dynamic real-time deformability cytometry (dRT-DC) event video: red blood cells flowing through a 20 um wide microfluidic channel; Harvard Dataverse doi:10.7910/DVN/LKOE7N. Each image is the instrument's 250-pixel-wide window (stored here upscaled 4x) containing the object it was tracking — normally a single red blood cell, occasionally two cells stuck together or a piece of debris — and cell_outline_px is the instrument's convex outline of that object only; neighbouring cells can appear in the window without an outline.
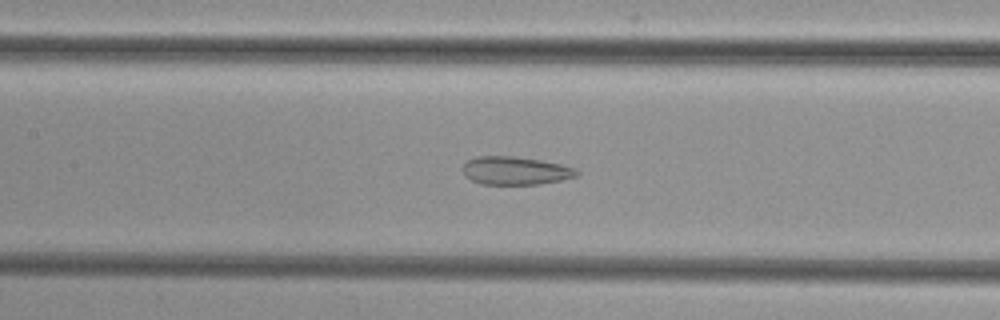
{"species": "common noctule bat (a hibernating species)", "species_latin": "Nyctalus noctula", "temperature_condition": "cold", "stored_images_in_passage": 52, "camera_frame_rate_fps": 3000, "um_per_image_px": 0.085, "animal": {"sex": "female", "body_mass_g": 29.2, "forearm_length_mm": 56.3}, "frame": {"image": 1, "passage_image": 24, "time_ms": 7.667, "image_size_px": [1000, 320], "cell_outline_px": [[580, 172], [576, 176], [560, 180], [540, 184], [480, 184], [464, 176], [460, 168], [468, 160], [476, 156], [512, 156], [540, 160], [564, 164], [576, 168]], "centroid_in_image_um": [43.79, 14.5], "position_along_channel_um": 163.6, "area_um2": 18.9}}
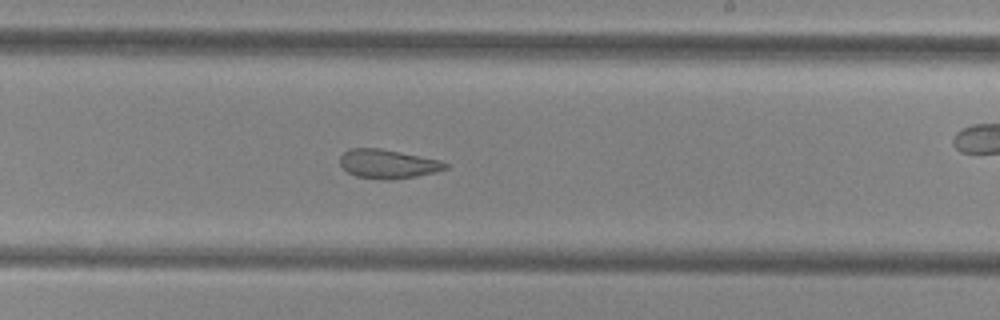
{"frame": {"image": 2, "passage_image": 31, "time_ms": 10.0, "image_size_px": [1000, 320], "cell_outline_px": [[448, 168], [436, 172], [416, 176], [392, 180], [380, 180], [356, 176], [348, 172], [340, 164], [340, 156], [348, 148], [380, 148], [440, 160], [448, 164]], "centroid_in_image_um": [32.96, 13.94], "position_along_channel_um": 256.0, "area_um2": 17.86}}
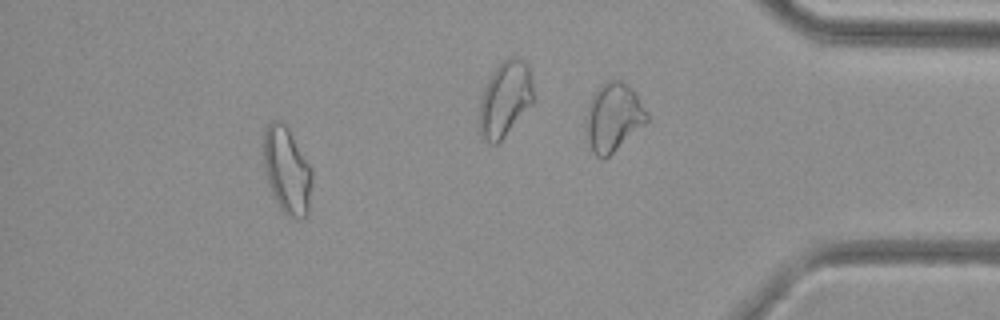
{"frame": {"image": 3, "passage_image": 47, "time_ms": 15.333, "image_size_px": [1000, 320], "cell_outline_px": [[312, 184], [308, 216], [300, 220], [296, 220], [288, 216], [280, 208], [272, 192], [268, 180], [264, 164], [264, 132], [268, 124], [272, 120], [280, 120], [288, 128], [312, 168]], "centroid_in_image_um": [24.43, 14.52], "position_along_channel_um": 410.8, "area_um2": 24.51}}